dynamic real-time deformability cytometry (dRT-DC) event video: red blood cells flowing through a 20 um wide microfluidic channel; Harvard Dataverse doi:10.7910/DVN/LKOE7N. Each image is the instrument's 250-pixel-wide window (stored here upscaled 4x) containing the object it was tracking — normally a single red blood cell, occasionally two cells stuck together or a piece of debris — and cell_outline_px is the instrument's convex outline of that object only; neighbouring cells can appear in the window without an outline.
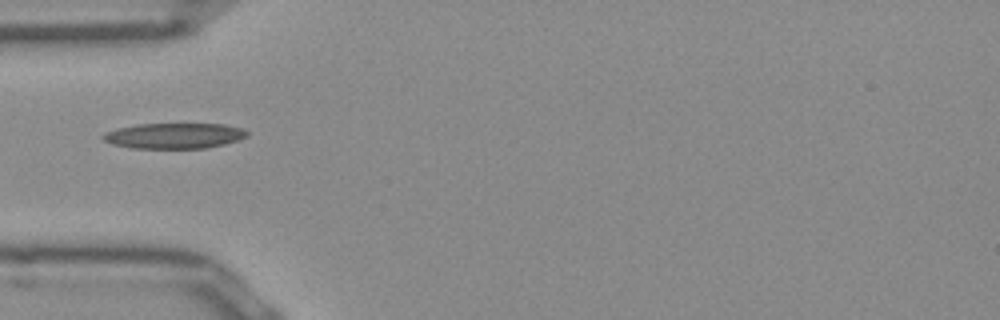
{"species": "Egyptian fruit bat (a non-hibernating species)", "species_latin": "Rousettus aegyptiacus", "temperature_condition": "room temperature", "stored_images_in_passage": 30, "camera_frame_rate_fps": 3000, "um_per_image_px": 0.085, "frame": {"image": 1, "passage_image": 1, "time_ms": 0.0, "image_size_px": [1000, 320], "cell_outline_px": [[248, 136], [224, 144], [204, 148], [132, 148], [112, 144], [104, 140], [100, 136], [104, 132], [116, 128], [136, 124], [224, 124], [244, 128], [248, 132]], "centroid_in_image_um": [14.78, 11.53], "position_along_channel_um": 70.2, "area_um2": 21.5}}
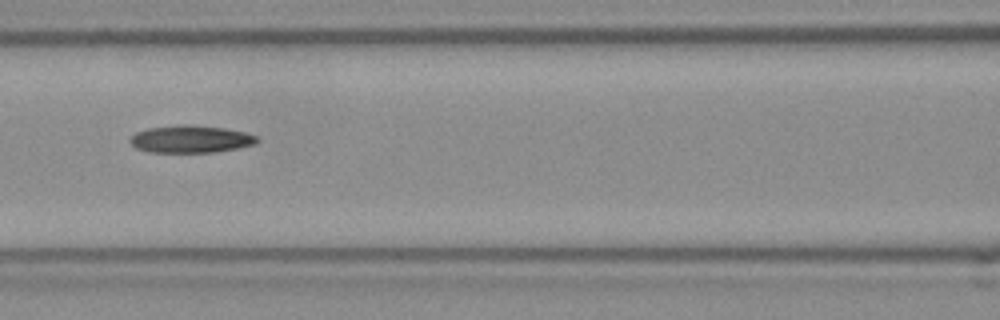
{"frame": {"image": 2, "passage_image": 7, "time_ms": 2.0, "image_size_px": [1000, 320], "cell_outline_px": [[260, 140], [256, 144], [216, 152], [148, 152], [136, 148], [128, 140], [136, 132], [148, 128], [176, 124], [192, 124], [224, 128], [244, 132], [256, 136]], "centroid_in_image_um": [16.2, 11.81], "position_along_channel_um": 150.4, "area_um2": 20.4}}
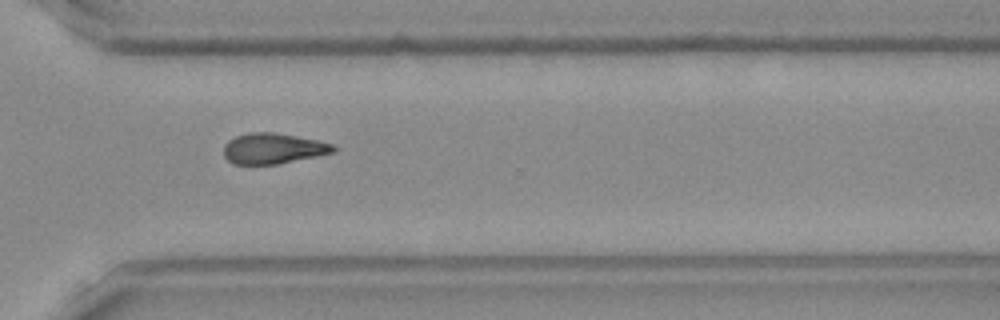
{"frame": {"image": 3, "passage_image": 22, "time_ms": 7.0, "image_size_px": [1000, 320], "cell_outline_px": [[336, 152], [276, 164], [232, 164], [224, 156], [224, 144], [228, 140], [236, 136], [252, 132], [276, 132], [316, 140], [332, 144], [336, 148]], "centroid_in_image_um": [23.19, 12.62], "position_along_channel_um": 347.4, "area_um2": 19.48}}